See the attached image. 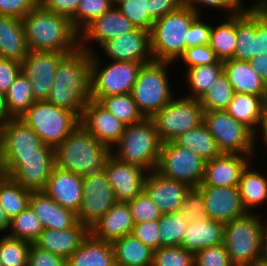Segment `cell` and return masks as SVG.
<instances>
[{
	"label": "cell",
	"instance_id": "cell-1",
	"mask_svg": "<svg viewBox=\"0 0 267 266\" xmlns=\"http://www.w3.org/2000/svg\"><path fill=\"white\" fill-rule=\"evenodd\" d=\"M90 78L91 53L79 47L60 60L46 101L81 119L91 97Z\"/></svg>",
	"mask_w": 267,
	"mask_h": 266
},
{
	"label": "cell",
	"instance_id": "cell-2",
	"mask_svg": "<svg viewBox=\"0 0 267 266\" xmlns=\"http://www.w3.org/2000/svg\"><path fill=\"white\" fill-rule=\"evenodd\" d=\"M29 51L71 53L80 47V33L71 19L48 12L40 5L22 18Z\"/></svg>",
	"mask_w": 267,
	"mask_h": 266
},
{
	"label": "cell",
	"instance_id": "cell-3",
	"mask_svg": "<svg viewBox=\"0 0 267 266\" xmlns=\"http://www.w3.org/2000/svg\"><path fill=\"white\" fill-rule=\"evenodd\" d=\"M112 149L102 144L81 123L54 148L55 167L81 176L104 171Z\"/></svg>",
	"mask_w": 267,
	"mask_h": 266
},
{
	"label": "cell",
	"instance_id": "cell-4",
	"mask_svg": "<svg viewBox=\"0 0 267 266\" xmlns=\"http://www.w3.org/2000/svg\"><path fill=\"white\" fill-rule=\"evenodd\" d=\"M266 224L257 210L224 224L223 244L234 266L262 265Z\"/></svg>",
	"mask_w": 267,
	"mask_h": 266
},
{
	"label": "cell",
	"instance_id": "cell-5",
	"mask_svg": "<svg viewBox=\"0 0 267 266\" xmlns=\"http://www.w3.org/2000/svg\"><path fill=\"white\" fill-rule=\"evenodd\" d=\"M198 14L189 7L167 13L154 21L150 31L154 61L176 63L186 50L189 28Z\"/></svg>",
	"mask_w": 267,
	"mask_h": 266
},
{
	"label": "cell",
	"instance_id": "cell-6",
	"mask_svg": "<svg viewBox=\"0 0 267 266\" xmlns=\"http://www.w3.org/2000/svg\"><path fill=\"white\" fill-rule=\"evenodd\" d=\"M162 141L151 118L127 125L112 155L126 164L137 165L150 172L156 170Z\"/></svg>",
	"mask_w": 267,
	"mask_h": 266
},
{
	"label": "cell",
	"instance_id": "cell-7",
	"mask_svg": "<svg viewBox=\"0 0 267 266\" xmlns=\"http://www.w3.org/2000/svg\"><path fill=\"white\" fill-rule=\"evenodd\" d=\"M177 65L170 62L152 61L142 65L132 89V97L145 118H151L176 95L171 83L170 69ZM169 68V70H168ZM171 76V77H170ZM173 87V88H172Z\"/></svg>",
	"mask_w": 267,
	"mask_h": 266
},
{
	"label": "cell",
	"instance_id": "cell-8",
	"mask_svg": "<svg viewBox=\"0 0 267 266\" xmlns=\"http://www.w3.org/2000/svg\"><path fill=\"white\" fill-rule=\"evenodd\" d=\"M99 53L100 50L91 53L90 99L99 101L106 96L131 93L143 64L114 60L105 62Z\"/></svg>",
	"mask_w": 267,
	"mask_h": 266
},
{
	"label": "cell",
	"instance_id": "cell-9",
	"mask_svg": "<svg viewBox=\"0 0 267 266\" xmlns=\"http://www.w3.org/2000/svg\"><path fill=\"white\" fill-rule=\"evenodd\" d=\"M20 118L52 148L60 145L80 123L74 113L46 100L35 101Z\"/></svg>",
	"mask_w": 267,
	"mask_h": 266
},
{
	"label": "cell",
	"instance_id": "cell-10",
	"mask_svg": "<svg viewBox=\"0 0 267 266\" xmlns=\"http://www.w3.org/2000/svg\"><path fill=\"white\" fill-rule=\"evenodd\" d=\"M202 123L213 136L221 153L256 154V135L226 110L204 111Z\"/></svg>",
	"mask_w": 267,
	"mask_h": 266
},
{
	"label": "cell",
	"instance_id": "cell-11",
	"mask_svg": "<svg viewBox=\"0 0 267 266\" xmlns=\"http://www.w3.org/2000/svg\"><path fill=\"white\" fill-rule=\"evenodd\" d=\"M177 94L151 117L163 143L173 141L203 121L204 110L199 99Z\"/></svg>",
	"mask_w": 267,
	"mask_h": 266
},
{
	"label": "cell",
	"instance_id": "cell-12",
	"mask_svg": "<svg viewBox=\"0 0 267 266\" xmlns=\"http://www.w3.org/2000/svg\"><path fill=\"white\" fill-rule=\"evenodd\" d=\"M205 162L193 150L170 141L162 143L156 171L189 187H199L204 177Z\"/></svg>",
	"mask_w": 267,
	"mask_h": 266
},
{
	"label": "cell",
	"instance_id": "cell-13",
	"mask_svg": "<svg viewBox=\"0 0 267 266\" xmlns=\"http://www.w3.org/2000/svg\"><path fill=\"white\" fill-rule=\"evenodd\" d=\"M5 176L11 177L25 190L43 192L55 167L54 155L0 156Z\"/></svg>",
	"mask_w": 267,
	"mask_h": 266
},
{
	"label": "cell",
	"instance_id": "cell-14",
	"mask_svg": "<svg viewBox=\"0 0 267 266\" xmlns=\"http://www.w3.org/2000/svg\"><path fill=\"white\" fill-rule=\"evenodd\" d=\"M116 202L114 190L104 171L85 175L77 220L90 229Z\"/></svg>",
	"mask_w": 267,
	"mask_h": 266
},
{
	"label": "cell",
	"instance_id": "cell-15",
	"mask_svg": "<svg viewBox=\"0 0 267 266\" xmlns=\"http://www.w3.org/2000/svg\"><path fill=\"white\" fill-rule=\"evenodd\" d=\"M29 155H54V148L45 145L21 118L0 125V156Z\"/></svg>",
	"mask_w": 267,
	"mask_h": 266
},
{
	"label": "cell",
	"instance_id": "cell-16",
	"mask_svg": "<svg viewBox=\"0 0 267 266\" xmlns=\"http://www.w3.org/2000/svg\"><path fill=\"white\" fill-rule=\"evenodd\" d=\"M66 54L57 51H29L21 61V72L29 79L36 101L48 98L58 64Z\"/></svg>",
	"mask_w": 267,
	"mask_h": 266
},
{
	"label": "cell",
	"instance_id": "cell-17",
	"mask_svg": "<svg viewBox=\"0 0 267 266\" xmlns=\"http://www.w3.org/2000/svg\"><path fill=\"white\" fill-rule=\"evenodd\" d=\"M135 29L136 27L117 6H112L80 32V48L89 53H95L108 40L124 33H130Z\"/></svg>",
	"mask_w": 267,
	"mask_h": 266
},
{
	"label": "cell",
	"instance_id": "cell-18",
	"mask_svg": "<svg viewBox=\"0 0 267 266\" xmlns=\"http://www.w3.org/2000/svg\"><path fill=\"white\" fill-rule=\"evenodd\" d=\"M103 58L147 64L154 61L151 51L150 31L135 29L105 42L100 47Z\"/></svg>",
	"mask_w": 267,
	"mask_h": 266
},
{
	"label": "cell",
	"instance_id": "cell-19",
	"mask_svg": "<svg viewBox=\"0 0 267 266\" xmlns=\"http://www.w3.org/2000/svg\"><path fill=\"white\" fill-rule=\"evenodd\" d=\"M104 172L114 190L117 202L128 203L144 191L148 171L137 165L121 162L111 154Z\"/></svg>",
	"mask_w": 267,
	"mask_h": 266
},
{
	"label": "cell",
	"instance_id": "cell-20",
	"mask_svg": "<svg viewBox=\"0 0 267 266\" xmlns=\"http://www.w3.org/2000/svg\"><path fill=\"white\" fill-rule=\"evenodd\" d=\"M83 125L102 144L112 149L121 138L126 125L98 101L90 99L80 119Z\"/></svg>",
	"mask_w": 267,
	"mask_h": 266
},
{
	"label": "cell",
	"instance_id": "cell-21",
	"mask_svg": "<svg viewBox=\"0 0 267 266\" xmlns=\"http://www.w3.org/2000/svg\"><path fill=\"white\" fill-rule=\"evenodd\" d=\"M203 191L205 211L209 219L227 223L247 214L238 187L199 186Z\"/></svg>",
	"mask_w": 267,
	"mask_h": 266
},
{
	"label": "cell",
	"instance_id": "cell-22",
	"mask_svg": "<svg viewBox=\"0 0 267 266\" xmlns=\"http://www.w3.org/2000/svg\"><path fill=\"white\" fill-rule=\"evenodd\" d=\"M255 155L222 153L205 162L204 177L199 186L238 187L242 171Z\"/></svg>",
	"mask_w": 267,
	"mask_h": 266
},
{
	"label": "cell",
	"instance_id": "cell-23",
	"mask_svg": "<svg viewBox=\"0 0 267 266\" xmlns=\"http://www.w3.org/2000/svg\"><path fill=\"white\" fill-rule=\"evenodd\" d=\"M189 189L187 184L168 179L156 170L148 172L144 182V192L161 213L179 212Z\"/></svg>",
	"mask_w": 267,
	"mask_h": 266
},
{
	"label": "cell",
	"instance_id": "cell-24",
	"mask_svg": "<svg viewBox=\"0 0 267 266\" xmlns=\"http://www.w3.org/2000/svg\"><path fill=\"white\" fill-rule=\"evenodd\" d=\"M43 192L57 204L77 213L83 196V176L54 167Z\"/></svg>",
	"mask_w": 267,
	"mask_h": 266
},
{
	"label": "cell",
	"instance_id": "cell-25",
	"mask_svg": "<svg viewBox=\"0 0 267 266\" xmlns=\"http://www.w3.org/2000/svg\"><path fill=\"white\" fill-rule=\"evenodd\" d=\"M89 229L77 222L62 230L44 229L34 242L39 248L68 259L88 236Z\"/></svg>",
	"mask_w": 267,
	"mask_h": 266
},
{
	"label": "cell",
	"instance_id": "cell-26",
	"mask_svg": "<svg viewBox=\"0 0 267 266\" xmlns=\"http://www.w3.org/2000/svg\"><path fill=\"white\" fill-rule=\"evenodd\" d=\"M134 227L129 204L116 202L90 229L89 233L98 240L113 243L125 235L132 234Z\"/></svg>",
	"mask_w": 267,
	"mask_h": 266
},
{
	"label": "cell",
	"instance_id": "cell-27",
	"mask_svg": "<svg viewBox=\"0 0 267 266\" xmlns=\"http://www.w3.org/2000/svg\"><path fill=\"white\" fill-rule=\"evenodd\" d=\"M29 206L40 219L44 229L62 230L73 227L77 222V214L57 204L44 192H32Z\"/></svg>",
	"mask_w": 267,
	"mask_h": 266
},
{
	"label": "cell",
	"instance_id": "cell-28",
	"mask_svg": "<svg viewBox=\"0 0 267 266\" xmlns=\"http://www.w3.org/2000/svg\"><path fill=\"white\" fill-rule=\"evenodd\" d=\"M226 111L257 135L267 115V97L234 93Z\"/></svg>",
	"mask_w": 267,
	"mask_h": 266
},
{
	"label": "cell",
	"instance_id": "cell-29",
	"mask_svg": "<svg viewBox=\"0 0 267 266\" xmlns=\"http://www.w3.org/2000/svg\"><path fill=\"white\" fill-rule=\"evenodd\" d=\"M223 71L235 93L267 97V85L247 61H223Z\"/></svg>",
	"mask_w": 267,
	"mask_h": 266
},
{
	"label": "cell",
	"instance_id": "cell-30",
	"mask_svg": "<svg viewBox=\"0 0 267 266\" xmlns=\"http://www.w3.org/2000/svg\"><path fill=\"white\" fill-rule=\"evenodd\" d=\"M252 160L242 171L238 184L241 202L247 213H256L255 210L267 206V174L261 169L254 168Z\"/></svg>",
	"mask_w": 267,
	"mask_h": 266
},
{
	"label": "cell",
	"instance_id": "cell-31",
	"mask_svg": "<svg viewBox=\"0 0 267 266\" xmlns=\"http://www.w3.org/2000/svg\"><path fill=\"white\" fill-rule=\"evenodd\" d=\"M224 223L208 217L201 221L189 222L181 247L194 254L204 248L223 243Z\"/></svg>",
	"mask_w": 267,
	"mask_h": 266
},
{
	"label": "cell",
	"instance_id": "cell-32",
	"mask_svg": "<svg viewBox=\"0 0 267 266\" xmlns=\"http://www.w3.org/2000/svg\"><path fill=\"white\" fill-rule=\"evenodd\" d=\"M67 266H116L113 244L98 240L89 233L67 259Z\"/></svg>",
	"mask_w": 267,
	"mask_h": 266
},
{
	"label": "cell",
	"instance_id": "cell-33",
	"mask_svg": "<svg viewBox=\"0 0 267 266\" xmlns=\"http://www.w3.org/2000/svg\"><path fill=\"white\" fill-rule=\"evenodd\" d=\"M28 53L22 19L0 15V57L21 62Z\"/></svg>",
	"mask_w": 267,
	"mask_h": 266
},
{
	"label": "cell",
	"instance_id": "cell-34",
	"mask_svg": "<svg viewBox=\"0 0 267 266\" xmlns=\"http://www.w3.org/2000/svg\"><path fill=\"white\" fill-rule=\"evenodd\" d=\"M256 56V7L250 3L236 14L234 60L250 62Z\"/></svg>",
	"mask_w": 267,
	"mask_h": 266
},
{
	"label": "cell",
	"instance_id": "cell-35",
	"mask_svg": "<svg viewBox=\"0 0 267 266\" xmlns=\"http://www.w3.org/2000/svg\"><path fill=\"white\" fill-rule=\"evenodd\" d=\"M116 266H152L154 251L133 234L114 241Z\"/></svg>",
	"mask_w": 267,
	"mask_h": 266
},
{
	"label": "cell",
	"instance_id": "cell-36",
	"mask_svg": "<svg viewBox=\"0 0 267 266\" xmlns=\"http://www.w3.org/2000/svg\"><path fill=\"white\" fill-rule=\"evenodd\" d=\"M220 19L219 24L212 23L209 45L220 61H226L233 58L236 48V14Z\"/></svg>",
	"mask_w": 267,
	"mask_h": 266
},
{
	"label": "cell",
	"instance_id": "cell-37",
	"mask_svg": "<svg viewBox=\"0 0 267 266\" xmlns=\"http://www.w3.org/2000/svg\"><path fill=\"white\" fill-rule=\"evenodd\" d=\"M173 141L179 146L193 150L205 161H209L222 154L213 136L203 123L179 135Z\"/></svg>",
	"mask_w": 267,
	"mask_h": 266
},
{
	"label": "cell",
	"instance_id": "cell-38",
	"mask_svg": "<svg viewBox=\"0 0 267 266\" xmlns=\"http://www.w3.org/2000/svg\"><path fill=\"white\" fill-rule=\"evenodd\" d=\"M223 72V63H213L191 67L185 71L183 82L189 89V93L185 92L182 95L194 99H200L209 89L218 76Z\"/></svg>",
	"mask_w": 267,
	"mask_h": 266
},
{
	"label": "cell",
	"instance_id": "cell-39",
	"mask_svg": "<svg viewBox=\"0 0 267 266\" xmlns=\"http://www.w3.org/2000/svg\"><path fill=\"white\" fill-rule=\"evenodd\" d=\"M31 193L11 177L0 178V203L10 220L29 206Z\"/></svg>",
	"mask_w": 267,
	"mask_h": 266
},
{
	"label": "cell",
	"instance_id": "cell-40",
	"mask_svg": "<svg viewBox=\"0 0 267 266\" xmlns=\"http://www.w3.org/2000/svg\"><path fill=\"white\" fill-rule=\"evenodd\" d=\"M6 105L13 118H20L36 101L29 79L21 72L5 93Z\"/></svg>",
	"mask_w": 267,
	"mask_h": 266
},
{
	"label": "cell",
	"instance_id": "cell-41",
	"mask_svg": "<svg viewBox=\"0 0 267 266\" xmlns=\"http://www.w3.org/2000/svg\"><path fill=\"white\" fill-rule=\"evenodd\" d=\"M98 102L126 126L138 123L145 118L139 111L131 93L106 96Z\"/></svg>",
	"mask_w": 267,
	"mask_h": 266
},
{
	"label": "cell",
	"instance_id": "cell-42",
	"mask_svg": "<svg viewBox=\"0 0 267 266\" xmlns=\"http://www.w3.org/2000/svg\"><path fill=\"white\" fill-rule=\"evenodd\" d=\"M43 230L44 227L40 219L33 209L28 206L24 211L10 220L6 235L34 243Z\"/></svg>",
	"mask_w": 267,
	"mask_h": 266
},
{
	"label": "cell",
	"instance_id": "cell-43",
	"mask_svg": "<svg viewBox=\"0 0 267 266\" xmlns=\"http://www.w3.org/2000/svg\"><path fill=\"white\" fill-rule=\"evenodd\" d=\"M234 90L224 71L199 99L204 111L226 110L234 96Z\"/></svg>",
	"mask_w": 267,
	"mask_h": 266
},
{
	"label": "cell",
	"instance_id": "cell-44",
	"mask_svg": "<svg viewBox=\"0 0 267 266\" xmlns=\"http://www.w3.org/2000/svg\"><path fill=\"white\" fill-rule=\"evenodd\" d=\"M159 224L161 247L181 246L189 221L180 213H162Z\"/></svg>",
	"mask_w": 267,
	"mask_h": 266
},
{
	"label": "cell",
	"instance_id": "cell-45",
	"mask_svg": "<svg viewBox=\"0 0 267 266\" xmlns=\"http://www.w3.org/2000/svg\"><path fill=\"white\" fill-rule=\"evenodd\" d=\"M31 243L0 235V260L2 266H27Z\"/></svg>",
	"mask_w": 267,
	"mask_h": 266
},
{
	"label": "cell",
	"instance_id": "cell-46",
	"mask_svg": "<svg viewBox=\"0 0 267 266\" xmlns=\"http://www.w3.org/2000/svg\"><path fill=\"white\" fill-rule=\"evenodd\" d=\"M112 6L111 0H80L76 14L71 18L74 28L80 33L89 23Z\"/></svg>",
	"mask_w": 267,
	"mask_h": 266
},
{
	"label": "cell",
	"instance_id": "cell-47",
	"mask_svg": "<svg viewBox=\"0 0 267 266\" xmlns=\"http://www.w3.org/2000/svg\"><path fill=\"white\" fill-rule=\"evenodd\" d=\"M182 6L189 7L194 10L198 15H203L202 9L206 11L217 10L218 16H232L240 13L246 6L245 0H181ZM220 10V11H219ZM220 12H223L220 14Z\"/></svg>",
	"mask_w": 267,
	"mask_h": 266
},
{
	"label": "cell",
	"instance_id": "cell-48",
	"mask_svg": "<svg viewBox=\"0 0 267 266\" xmlns=\"http://www.w3.org/2000/svg\"><path fill=\"white\" fill-rule=\"evenodd\" d=\"M152 266H194V253L181 246L161 247L154 251Z\"/></svg>",
	"mask_w": 267,
	"mask_h": 266
},
{
	"label": "cell",
	"instance_id": "cell-49",
	"mask_svg": "<svg viewBox=\"0 0 267 266\" xmlns=\"http://www.w3.org/2000/svg\"><path fill=\"white\" fill-rule=\"evenodd\" d=\"M147 0H126L116 6L137 28L151 31L154 20L147 13Z\"/></svg>",
	"mask_w": 267,
	"mask_h": 266
},
{
	"label": "cell",
	"instance_id": "cell-50",
	"mask_svg": "<svg viewBox=\"0 0 267 266\" xmlns=\"http://www.w3.org/2000/svg\"><path fill=\"white\" fill-rule=\"evenodd\" d=\"M179 212L189 221L197 222L207 217L203 191L199 187H190Z\"/></svg>",
	"mask_w": 267,
	"mask_h": 266
},
{
	"label": "cell",
	"instance_id": "cell-51",
	"mask_svg": "<svg viewBox=\"0 0 267 266\" xmlns=\"http://www.w3.org/2000/svg\"><path fill=\"white\" fill-rule=\"evenodd\" d=\"M128 204L134 224L157 221L162 214L156 204L144 191L132 201L128 202Z\"/></svg>",
	"mask_w": 267,
	"mask_h": 266
},
{
	"label": "cell",
	"instance_id": "cell-52",
	"mask_svg": "<svg viewBox=\"0 0 267 266\" xmlns=\"http://www.w3.org/2000/svg\"><path fill=\"white\" fill-rule=\"evenodd\" d=\"M180 61L184 63L183 67L185 69H183L182 71L183 73L191 67L213 64V63H223V61H220L216 57L214 50L210 47L209 44L187 48L183 53V55L175 63V65L179 63H180L179 65H181Z\"/></svg>",
	"mask_w": 267,
	"mask_h": 266
},
{
	"label": "cell",
	"instance_id": "cell-53",
	"mask_svg": "<svg viewBox=\"0 0 267 266\" xmlns=\"http://www.w3.org/2000/svg\"><path fill=\"white\" fill-rule=\"evenodd\" d=\"M194 266H234L223 243L194 254Z\"/></svg>",
	"mask_w": 267,
	"mask_h": 266
},
{
	"label": "cell",
	"instance_id": "cell-54",
	"mask_svg": "<svg viewBox=\"0 0 267 266\" xmlns=\"http://www.w3.org/2000/svg\"><path fill=\"white\" fill-rule=\"evenodd\" d=\"M204 16L198 15L189 28V36L186 41V49L193 46L208 45L210 43V31L213 20H204ZM206 21V22H205Z\"/></svg>",
	"mask_w": 267,
	"mask_h": 266
},
{
	"label": "cell",
	"instance_id": "cell-55",
	"mask_svg": "<svg viewBox=\"0 0 267 266\" xmlns=\"http://www.w3.org/2000/svg\"><path fill=\"white\" fill-rule=\"evenodd\" d=\"M132 234L153 251L161 248L158 220L134 224Z\"/></svg>",
	"mask_w": 267,
	"mask_h": 266
},
{
	"label": "cell",
	"instance_id": "cell-56",
	"mask_svg": "<svg viewBox=\"0 0 267 266\" xmlns=\"http://www.w3.org/2000/svg\"><path fill=\"white\" fill-rule=\"evenodd\" d=\"M27 266H67V259L31 243Z\"/></svg>",
	"mask_w": 267,
	"mask_h": 266
},
{
	"label": "cell",
	"instance_id": "cell-57",
	"mask_svg": "<svg viewBox=\"0 0 267 266\" xmlns=\"http://www.w3.org/2000/svg\"><path fill=\"white\" fill-rule=\"evenodd\" d=\"M39 5V0H0V15L22 19Z\"/></svg>",
	"mask_w": 267,
	"mask_h": 266
},
{
	"label": "cell",
	"instance_id": "cell-58",
	"mask_svg": "<svg viewBox=\"0 0 267 266\" xmlns=\"http://www.w3.org/2000/svg\"><path fill=\"white\" fill-rule=\"evenodd\" d=\"M20 73V61L0 57V91L6 93Z\"/></svg>",
	"mask_w": 267,
	"mask_h": 266
},
{
	"label": "cell",
	"instance_id": "cell-59",
	"mask_svg": "<svg viewBox=\"0 0 267 266\" xmlns=\"http://www.w3.org/2000/svg\"><path fill=\"white\" fill-rule=\"evenodd\" d=\"M80 0H39V5L48 12L60 14L71 19Z\"/></svg>",
	"mask_w": 267,
	"mask_h": 266
},
{
	"label": "cell",
	"instance_id": "cell-60",
	"mask_svg": "<svg viewBox=\"0 0 267 266\" xmlns=\"http://www.w3.org/2000/svg\"><path fill=\"white\" fill-rule=\"evenodd\" d=\"M147 13L155 21L162 18L167 13L178 10L181 6V0H147Z\"/></svg>",
	"mask_w": 267,
	"mask_h": 266
},
{
	"label": "cell",
	"instance_id": "cell-61",
	"mask_svg": "<svg viewBox=\"0 0 267 266\" xmlns=\"http://www.w3.org/2000/svg\"><path fill=\"white\" fill-rule=\"evenodd\" d=\"M267 55V18L256 8V56Z\"/></svg>",
	"mask_w": 267,
	"mask_h": 266
},
{
	"label": "cell",
	"instance_id": "cell-62",
	"mask_svg": "<svg viewBox=\"0 0 267 266\" xmlns=\"http://www.w3.org/2000/svg\"><path fill=\"white\" fill-rule=\"evenodd\" d=\"M260 140V142H259ZM262 140V141H261ZM259 142V143H258ZM256 144H260L261 147L258 145L257 147L260 148V150H262L261 152L258 150H256V154H255V162L257 161L256 157H258L261 159H266L267 160V115L265 120L263 121V124L261 125V129L259 134L256 135ZM264 147V148H263ZM259 152V153H257ZM266 157V158H265Z\"/></svg>",
	"mask_w": 267,
	"mask_h": 266
},
{
	"label": "cell",
	"instance_id": "cell-63",
	"mask_svg": "<svg viewBox=\"0 0 267 266\" xmlns=\"http://www.w3.org/2000/svg\"><path fill=\"white\" fill-rule=\"evenodd\" d=\"M251 68L256 71L267 85V55H257L249 62Z\"/></svg>",
	"mask_w": 267,
	"mask_h": 266
},
{
	"label": "cell",
	"instance_id": "cell-64",
	"mask_svg": "<svg viewBox=\"0 0 267 266\" xmlns=\"http://www.w3.org/2000/svg\"><path fill=\"white\" fill-rule=\"evenodd\" d=\"M13 117L10 115L6 105L5 93L0 91V125L4 124Z\"/></svg>",
	"mask_w": 267,
	"mask_h": 266
},
{
	"label": "cell",
	"instance_id": "cell-65",
	"mask_svg": "<svg viewBox=\"0 0 267 266\" xmlns=\"http://www.w3.org/2000/svg\"><path fill=\"white\" fill-rule=\"evenodd\" d=\"M9 224L10 219L0 203V233L4 232L3 234H6V232L8 231Z\"/></svg>",
	"mask_w": 267,
	"mask_h": 266
},
{
	"label": "cell",
	"instance_id": "cell-66",
	"mask_svg": "<svg viewBox=\"0 0 267 266\" xmlns=\"http://www.w3.org/2000/svg\"><path fill=\"white\" fill-rule=\"evenodd\" d=\"M252 4L267 18V0H255Z\"/></svg>",
	"mask_w": 267,
	"mask_h": 266
},
{
	"label": "cell",
	"instance_id": "cell-67",
	"mask_svg": "<svg viewBox=\"0 0 267 266\" xmlns=\"http://www.w3.org/2000/svg\"><path fill=\"white\" fill-rule=\"evenodd\" d=\"M262 262H267V224L263 234V259Z\"/></svg>",
	"mask_w": 267,
	"mask_h": 266
},
{
	"label": "cell",
	"instance_id": "cell-68",
	"mask_svg": "<svg viewBox=\"0 0 267 266\" xmlns=\"http://www.w3.org/2000/svg\"><path fill=\"white\" fill-rule=\"evenodd\" d=\"M123 1H126V0H111L113 6H116L118 3L123 2Z\"/></svg>",
	"mask_w": 267,
	"mask_h": 266
},
{
	"label": "cell",
	"instance_id": "cell-69",
	"mask_svg": "<svg viewBox=\"0 0 267 266\" xmlns=\"http://www.w3.org/2000/svg\"><path fill=\"white\" fill-rule=\"evenodd\" d=\"M4 175L2 168L0 167V178Z\"/></svg>",
	"mask_w": 267,
	"mask_h": 266
},
{
	"label": "cell",
	"instance_id": "cell-70",
	"mask_svg": "<svg viewBox=\"0 0 267 266\" xmlns=\"http://www.w3.org/2000/svg\"><path fill=\"white\" fill-rule=\"evenodd\" d=\"M261 266H267V262H262Z\"/></svg>",
	"mask_w": 267,
	"mask_h": 266
}]
</instances>
